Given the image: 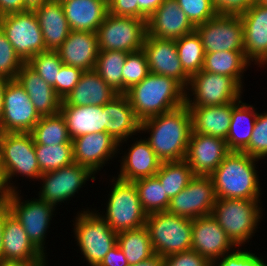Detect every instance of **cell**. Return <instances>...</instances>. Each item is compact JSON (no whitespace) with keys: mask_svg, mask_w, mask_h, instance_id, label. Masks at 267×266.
Returning <instances> with one entry per match:
<instances>
[{"mask_svg":"<svg viewBox=\"0 0 267 266\" xmlns=\"http://www.w3.org/2000/svg\"><path fill=\"white\" fill-rule=\"evenodd\" d=\"M50 0H24V11H34Z\"/></svg>","mask_w":267,"mask_h":266,"instance_id":"cell-59","label":"cell"},{"mask_svg":"<svg viewBox=\"0 0 267 266\" xmlns=\"http://www.w3.org/2000/svg\"><path fill=\"white\" fill-rule=\"evenodd\" d=\"M238 102L216 106L188 107L192 131L226 140L231 124L232 109Z\"/></svg>","mask_w":267,"mask_h":266,"instance_id":"cell-29","label":"cell"},{"mask_svg":"<svg viewBox=\"0 0 267 266\" xmlns=\"http://www.w3.org/2000/svg\"><path fill=\"white\" fill-rule=\"evenodd\" d=\"M99 266H129L124 252L118 244L113 246L105 255Z\"/></svg>","mask_w":267,"mask_h":266,"instance_id":"cell-52","label":"cell"},{"mask_svg":"<svg viewBox=\"0 0 267 266\" xmlns=\"http://www.w3.org/2000/svg\"><path fill=\"white\" fill-rule=\"evenodd\" d=\"M229 152L226 140L191 131L185 161L194 175L209 176Z\"/></svg>","mask_w":267,"mask_h":266,"instance_id":"cell-21","label":"cell"},{"mask_svg":"<svg viewBox=\"0 0 267 266\" xmlns=\"http://www.w3.org/2000/svg\"><path fill=\"white\" fill-rule=\"evenodd\" d=\"M97 176L88 167L73 163L58 170L42 173L38 180L40 183H37L40 184V190L36 195L56 207L62 203L69 204V201H73L72 198H75L76 194L79 195L80 190L87 186V181H96Z\"/></svg>","mask_w":267,"mask_h":266,"instance_id":"cell-11","label":"cell"},{"mask_svg":"<svg viewBox=\"0 0 267 266\" xmlns=\"http://www.w3.org/2000/svg\"><path fill=\"white\" fill-rule=\"evenodd\" d=\"M133 183L147 214L167 211L170 199L156 176L140 178L134 180Z\"/></svg>","mask_w":267,"mask_h":266,"instance_id":"cell-39","label":"cell"},{"mask_svg":"<svg viewBox=\"0 0 267 266\" xmlns=\"http://www.w3.org/2000/svg\"><path fill=\"white\" fill-rule=\"evenodd\" d=\"M72 143L74 163L88 167L94 174L101 173L118 157L119 142L106 132L82 135L72 139Z\"/></svg>","mask_w":267,"mask_h":266,"instance_id":"cell-18","label":"cell"},{"mask_svg":"<svg viewBox=\"0 0 267 266\" xmlns=\"http://www.w3.org/2000/svg\"><path fill=\"white\" fill-rule=\"evenodd\" d=\"M192 223L193 219L167 211L148 214L145 227L154 253L166 257L191 250Z\"/></svg>","mask_w":267,"mask_h":266,"instance_id":"cell-9","label":"cell"},{"mask_svg":"<svg viewBox=\"0 0 267 266\" xmlns=\"http://www.w3.org/2000/svg\"><path fill=\"white\" fill-rule=\"evenodd\" d=\"M41 116L17 80H8L3 93V113L0 131L31 132Z\"/></svg>","mask_w":267,"mask_h":266,"instance_id":"cell-15","label":"cell"},{"mask_svg":"<svg viewBox=\"0 0 267 266\" xmlns=\"http://www.w3.org/2000/svg\"><path fill=\"white\" fill-rule=\"evenodd\" d=\"M133 266H164V257L154 254L149 259L140 261Z\"/></svg>","mask_w":267,"mask_h":266,"instance_id":"cell-56","label":"cell"},{"mask_svg":"<svg viewBox=\"0 0 267 266\" xmlns=\"http://www.w3.org/2000/svg\"><path fill=\"white\" fill-rule=\"evenodd\" d=\"M34 144L35 142L31 132H3V173L7 188L11 192L19 190V184L16 183L18 181L16 180L17 178L22 177V180L25 178V181L28 178L29 181L37 182L42 174L36 158Z\"/></svg>","mask_w":267,"mask_h":266,"instance_id":"cell-7","label":"cell"},{"mask_svg":"<svg viewBox=\"0 0 267 266\" xmlns=\"http://www.w3.org/2000/svg\"><path fill=\"white\" fill-rule=\"evenodd\" d=\"M118 93L114 91L93 69L84 71L80 81L62 100L61 105L70 106H103L110 102Z\"/></svg>","mask_w":267,"mask_h":266,"instance_id":"cell-28","label":"cell"},{"mask_svg":"<svg viewBox=\"0 0 267 266\" xmlns=\"http://www.w3.org/2000/svg\"><path fill=\"white\" fill-rule=\"evenodd\" d=\"M256 3L264 7H267V0H257Z\"/></svg>","mask_w":267,"mask_h":266,"instance_id":"cell-62","label":"cell"},{"mask_svg":"<svg viewBox=\"0 0 267 266\" xmlns=\"http://www.w3.org/2000/svg\"><path fill=\"white\" fill-rule=\"evenodd\" d=\"M244 91L231 77L201 70L189 79L185 104L188 107L223 105L240 101Z\"/></svg>","mask_w":267,"mask_h":266,"instance_id":"cell-10","label":"cell"},{"mask_svg":"<svg viewBox=\"0 0 267 266\" xmlns=\"http://www.w3.org/2000/svg\"><path fill=\"white\" fill-rule=\"evenodd\" d=\"M125 95L140 121L185 104V88L174 78L149 73Z\"/></svg>","mask_w":267,"mask_h":266,"instance_id":"cell-3","label":"cell"},{"mask_svg":"<svg viewBox=\"0 0 267 266\" xmlns=\"http://www.w3.org/2000/svg\"><path fill=\"white\" fill-rule=\"evenodd\" d=\"M109 181L111 184L107 195L108 200L104 204L106 206H102V211L97 209V213L108 222L116 233L144 227L148 214L142 207L134 183L121 180L115 174Z\"/></svg>","mask_w":267,"mask_h":266,"instance_id":"cell-6","label":"cell"},{"mask_svg":"<svg viewBox=\"0 0 267 266\" xmlns=\"http://www.w3.org/2000/svg\"><path fill=\"white\" fill-rule=\"evenodd\" d=\"M191 131V115L186 104L145 119L140 127V134L144 133L143 137L162 162L185 160Z\"/></svg>","mask_w":267,"mask_h":266,"instance_id":"cell-1","label":"cell"},{"mask_svg":"<svg viewBox=\"0 0 267 266\" xmlns=\"http://www.w3.org/2000/svg\"><path fill=\"white\" fill-rule=\"evenodd\" d=\"M34 142L42 145L73 144L69 136L65 118L58 113L51 116H41L31 131Z\"/></svg>","mask_w":267,"mask_h":266,"instance_id":"cell-36","label":"cell"},{"mask_svg":"<svg viewBox=\"0 0 267 266\" xmlns=\"http://www.w3.org/2000/svg\"><path fill=\"white\" fill-rule=\"evenodd\" d=\"M140 137L141 134H138L137 138L134 136L130 138L131 140L128 138L127 140L119 142L118 154L123 155L119 156L120 160H118V162L120 165L118 169L119 172L116 174L117 178L133 182L134 180L140 178L155 176L158 172L162 161L151 149L145 138L143 136L141 138ZM129 142L130 145L127 150L124 148V152L123 147L127 146L124 144Z\"/></svg>","mask_w":267,"mask_h":266,"instance_id":"cell-17","label":"cell"},{"mask_svg":"<svg viewBox=\"0 0 267 266\" xmlns=\"http://www.w3.org/2000/svg\"><path fill=\"white\" fill-rule=\"evenodd\" d=\"M51 1H57V2L61 3L63 1H65V0H51Z\"/></svg>","mask_w":267,"mask_h":266,"instance_id":"cell-63","label":"cell"},{"mask_svg":"<svg viewBox=\"0 0 267 266\" xmlns=\"http://www.w3.org/2000/svg\"><path fill=\"white\" fill-rule=\"evenodd\" d=\"M24 11V0H0V17Z\"/></svg>","mask_w":267,"mask_h":266,"instance_id":"cell-54","label":"cell"},{"mask_svg":"<svg viewBox=\"0 0 267 266\" xmlns=\"http://www.w3.org/2000/svg\"><path fill=\"white\" fill-rule=\"evenodd\" d=\"M194 25L203 24L217 15L212 0H176Z\"/></svg>","mask_w":267,"mask_h":266,"instance_id":"cell-46","label":"cell"},{"mask_svg":"<svg viewBox=\"0 0 267 266\" xmlns=\"http://www.w3.org/2000/svg\"><path fill=\"white\" fill-rule=\"evenodd\" d=\"M85 208L78 210L72 220L73 238L79 253L83 255V262L86 261L88 266H99L109 250L117 244V233L97 213L96 208H92V205Z\"/></svg>","mask_w":267,"mask_h":266,"instance_id":"cell-5","label":"cell"},{"mask_svg":"<svg viewBox=\"0 0 267 266\" xmlns=\"http://www.w3.org/2000/svg\"><path fill=\"white\" fill-rule=\"evenodd\" d=\"M147 35L160 39H178L195 31V26L176 0H164L147 19Z\"/></svg>","mask_w":267,"mask_h":266,"instance_id":"cell-23","label":"cell"},{"mask_svg":"<svg viewBox=\"0 0 267 266\" xmlns=\"http://www.w3.org/2000/svg\"><path fill=\"white\" fill-rule=\"evenodd\" d=\"M2 136H3V132L0 131V173H3V165H2Z\"/></svg>","mask_w":267,"mask_h":266,"instance_id":"cell-61","label":"cell"},{"mask_svg":"<svg viewBox=\"0 0 267 266\" xmlns=\"http://www.w3.org/2000/svg\"><path fill=\"white\" fill-rule=\"evenodd\" d=\"M7 82H8V79L0 77V122L2 119V113H3V93L7 85Z\"/></svg>","mask_w":267,"mask_h":266,"instance_id":"cell-60","label":"cell"},{"mask_svg":"<svg viewBox=\"0 0 267 266\" xmlns=\"http://www.w3.org/2000/svg\"><path fill=\"white\" fill-rule=\"evenodd\" d=\"M9 212L8 205L0 206V262H2V250H3V223L6 214Z\"/></svg>","mask_w":267,"mask_h":266,"instance_id":"cell-57","label":"cell"},{"mask_svg":"<svg viewBox=\"0 0 267 266\" xmlns=\"http://www.w3.org/2000/svg\"><path fill=\"white\" fill-rule=\"evenodd\" d=\"M216 199L211 177L195 175L187 187L170 200L167 212L196 219L211 215Z\"/></svg>","mask_w":267,"mask_h":266,"instance_id":"cell-16","label":"cell"},{"mask_svg":"<svg viewBox=\"0 0 267 266\" xmlns=\"http://www.w3.org/2000/svg\"><path fill=\"white\" fill-rule=\"evenodd\" d=\"M60 113L65 118L71 139L86 134L104 132L103 106L61 105Z\"/></svg>","mask_w":267,"mask_h":266,"instance_id":"cell-32","label":"cell"},{"mask_svg":"<svg viewBox=\"0 0 267 266\" xmlns=\"http://www.w3.org/2000/svg\"><path fill=\"white\" fill-rule=\"evenodd\" d=\"M205 53L244 51L243 23L239 15L217 14L195 26Z\"/></svg>","mask_w":267,"mask_h":266,"instance_id":"cell-14","label":"cell"},{"mask_svg":"<svg viewBox=\"0 0 267 266\" xmlns=\"http://www.w3.org/2000/svg\"><path fill=\"white\" fill-rule=\"evenodd\" d=\"M46 50L56 51L71 32L61 3L48 1L34 10Z\"/></svg>","mask_w":267,"mask_h":266,"instance_id":"cell-31","label":"cell"},{"mask_svg":"<svg viewBox=\"0 0 267 266\" xmlns=\"http://www.w3.org/2000/svg\"><path fill=\"white\" fill-rule=\"evenodd\" d=\"M142 50L150 73L172 77L184 88L188 86L190 77L182 68L175 39H160L146 34Z\"/></svg>","mask_w":267,"mask_h":266,"instance_id":"cell-20","label":"cell"},{"mask_svg":"<svg viewBox=\"0 0 267 266\" xmlns=\"http://www.w3.org/2000/svg\"><path fill=\"white\" fill-rule=\"evenodd\" d=\"M21 192L20 189L10 192L7 203L9 212L21 223L32 244L48 257L46 238L50 232L52 218L57 215L55 211L59 208L39 197L25 200Z\"/></svg>","mask_w":267,"mask_h":266,"instance_id":"cell-8","label":"cell"},{"mask_svg":"<svg viewBox=\"0 0 267 266\" xmlns=\"http://www.w3.org/2000/svg\"><path fill=\"white\" fill-rule=\"evenodd\" d=\"M10 190L7 188L4 179V173H0V206L1 205H8V198L10 195Z\"/></svg>","mask_w":267,"mask_h":266,"instance_id":"cell-55","label":"cell"},{"mask_svg":"<svg viewBox=\"0 0 267 266\" xmlns=\"http://www.w3.org/2000/svg\"><path fill=\"white\" fill-rule=\"evenodd\" d=\"M49 261L0 262L1 266H49Z\"/></svg>","mask_w":267,"mask_h":266,"instance_id":"cell-58","label":"cell"},{"mask_svg":"<svg viewBox=\"0 0 267 266\" xmlns=\"http://www.w3.org/2000/svg\"><path fill=\"white\" fill-rule=\"evenodd\" d=\"M0 28L25 63L36 54L47 51L34 11L4 15L0 17Z\"/></svg>","mask_w":267,"mask_h":266,"instance_id":"cell-13","label":"cell"},{"mask_svg":"<svg viewBox=\"0 0 267 266\" xmlns=\"http://www.w3.org/2000/svg\"><path fill=\"white\" fill-rule=\"evenodd\" d=\"M243 152L259 160L267 155V111L258 112L249 145Z\"/></svg>","mask_w":267,"mask_h":266,"instance_id":"cell-45","label":"cell"},{"mask_svg":"<svg viewBox=\"0 0 267 266\" xmlns=\"http://www.w3.org/2000/svg\"><path fill=\"white\" fill-rule=\"evenodd\" d=\"M48 261L29 240L21 223L8 212L3 223L2 262Z\"/></svg>","mask_w":267,"mask_h":266,"instance_id":"cell-25","label":"cell"},{"mask_svg":"<svg viewBox=\"0 0 267 266\" xmlns=\"http://www.w3.org/2000/svg\"><path fill=\"white\" fill-rule=\"evenodd\" d=\"M16 80L24 88L40 116L60 113L62 99L27 63L21 66Z\"/></svg>","mask_w":267,"mask_h":266,"instance_id":"cell-27","label":"cell"},{"mask_svg":"<svg viewBox=\"0 0 267 266\" xmlns=\"http://www.w3.org/2000/svg\"><path fill=\"white\" fill-rule=\"evenodd\" d=\"M56 51L63 64L83 71L93 70L99 52L97 34L71 30L67 39Z\"/></svg>","mask_w":267,"mask_h":266,"instance_id":"cell-26","label":"cell"},{"mask_svg":"<svg viewBox=\"0 0 267 266\" xmlns=\"http://www.w3.org/2000/svg\"><path fill=\"white\" fill-rule=\"evenodd\" d=\"M149 73L147 59L142 49L128 53L122 72V94L140 83Z\"/></svg>","mask_w":267,"mask_h":266,"instance_id":"cell-42","label":"cell"},{"mask_svg":"<svg viewBox=\"0 0 267 266\" xmlns=\"http://www.w3.org/2000/svg\"><path fill=\"white\" fill-rule=\"evenodd\" d=\"M61 4L74 31L96 33L108 13L107 0H65Z\"/></svg>","mask_w":267,"mask_h":266,"instance_id":"cell-30","label":"cell"},{"mask_svg":"<svg viewBox=\"0 0 267 266\" xmlns=\"http://www.w3.org/2000/svg\"><path fill=\"white\" fill-rule=\"evenodd\" d=\"M258 112L253 104L250 105L242 99L233 107L231 124L226 137L230 151H243L249 145Z\"/></svg>","mask_w":267,"mask_h":266,"instance_id":"cell-33","label":"cell"},{"mask_svg":"<svg viewBox=\"0 0 267 266\" xmlns=\"http://www.w3.org/2000/svg\"><path fill=\"white\" fill-rule=\"evenodd\" d=\"M41 173L58 170L74 163L73 144H34Z\"/></svg>","mask_w":267,"mask_h":266,"instance_id":"cell-41","label":"cell"},{"mask_svg":"<svg viewBox=\"0 0 267 266\" xmlns=\"http://www.w3.org/2000/svg\"><path fill=\"white\" fill-rule=\"evenodd\" d=\"M239 16L243 23L245 58L260 69L267 67V7L255 3Z\"/></svg>","mask_w":267,"mask_h":266,"instance_id":"cell-22","label":"cell"},{"mask_svg":"<svg viewBox=\"0 0 267 266\" xmlns=\"http://www.w3.org/2000/svg\"><path fill=\"white\" fill-rule=\"evenodd\" d=\"M164 266H211V262L191 249L164 257Z\"/></svg>","mask_w":267,"mask_h":266,"instance_id":"cell-49","label":"cell"},{"mask_svg":"<svg viewBox=\"0 0 267 266\" xmlns=\"http://www.w3.org/2000/svg\"><path fill=\"white\" fill-rule=\"evenodd\" d=\"M127 52L99 51L94 70L118 94H122V72Z\"/></svg>","mask_w":267,"mask_h":266,"instance_id":"cell-40","label":"cell"},{"mask_svg":"<svg viewBox=\"0 0 267 266\" xmlns=\"http://www.w3.org/2000/svg\"><path fill=\"white\" fill-rule=\"evenodd\" d=\"M257 158L243 151H230L209 175L217 198L261 200L260 173ZM257 166V167H256ZM258 169V170H257Z\"/></svg>","mask_w":267,"mask_h":266,"instance_id":"cell-2","label":"cell"},{"mask_svg":"<svg viewBox=\"0 0 267 266\" xmlns=\"http://www.w3.org/2000/svg\"><path fill=\"white\" fill-rule=\"evenodd\" d=\"M117 244L124 252L129 266L149 259L154 255L148 229L144 226L134 230H125L117 233Z\"/></svg>","mask_w":267,"mask_h":266,"instance_id":"cell-35","label":"cell"},{"mask_svg":"<svg viewBox=\"0 0 267 266\" xmlns=\"http://www.w3.org/2000/svg\"><path fill=\"white\" fill-rule=\"evenodd\" d=\"M236 248L212 215L193 219L191 249L199 255L213 262Z\"/></svg>","mask_w":267,"mask_h":266,"instance_id":"cell-19","label":"cell"},{"mask_svg":"<svg viewBox=\"0 0 267 266\" xmlns=\"http://www.w3.org/2000/svg\"><path fill=\"white\" fill-rule=\"evenodd\" d=\"M177 53L184 72L192 77L203 68L205 51L196 31L175 39Z\"/></svg>","mask_w":267,"mask_h":266,"instance_id":"cell-38","label":"cell"},{"mask_svg":"<svg viewBox=\"0 0 267 266\" xmlns=\"http://www.w3.org/2000/svg\"><path fill=\"white\" fill-rule=\"evenodd\" d=\"M96 34L99 51L135 52L143 48L146 21L107 13Z\"/></svg>","mask_w":267,"mask_h":266,"instance_id":"cell-12","label":"cell"},{"mask_svg":"<svg viewBox=\"0 0 267 266\" xmlns=\"http://www.w3.org/2000/svg\"><path fill=\"white\" fill-rule=\"evenodd\" d=\"M104 132L117 142L130 139L140 134L141 121L125 94H118L110 102L103 105Z\"/></svg>","mask_w":267,"mask_h":266,"instance_id":"cell-24","label":"cell"},{"mask_svg":"<svg viewBox=\"0 0 267 266\" xmlns=\"http://www.w3.org/2000/svg\"><path fill=\"white\" fill-rule=\"evenodd\" d=\"M108 13L139 19L138 0H107Z\"/></svg>","mask_w":267,"mask_h":266,"instance_id":"cell-51","label":"cell"},{"mask_svg":"<svg viewBox=\"0 0 267 266\" xmlns=\"http://www.w3.org/2000/svg\"><path fill=\"white\" fill-rule=\"evenodd\" d=\"M266 257L267 255L253 253L250 249L237 247L229 254L211 262V266H263L267 262Z\"/></svg>","mask_w":267,"mask_h":266,"instance_id":"cell-47","label":"cell"},{"mask_svg":"<svg viewBox=\"0 0 267 266\" xmlns=\"http://www.w3.org/2000/svg\"><path fill=\"white\" fill-rule=\"evenodd\" d=\"M24 63L0 28V77L16 80L17 73Z\"/></svg>","mask_w":267,"mask_h":266,"instance_id":"cell-44","label":"cell"},{"mask_svg":"<svg viewBox=\"0 0 267 266\" xmlns=\"http://www.w3.org/2000/svg\"><path fill=\"white\" fill-rule=\"evenodd\" d=\"M164 0H138L139 19L145 20L156 11Z\"/></svg>","mask_w":267,"mask_h":266,"instance_id":"cell-53","label":"cell"},{"mask_svg":"<svg viewBox=\"0 0 267 266\" xmlns=\"http://www.w3.org/2000/svg\"><path fill=\"white\" fill-rule=\"evenodd\" d=\"M83 70L63 64L57 76L56 83L52 86L55 93L64 100L80 81Z\"/></svg>","mask_w":267,"mask_h":266,"instance_id":"cell-48","label":"cell"},{"mask_svg":"<svg viewBox=\"0 0 267 266\" xmlns=\"http://www.w3.org/2000/svg\"><path fill=\"white\" fill-rule=\"evenodd\" d=\"M217 14L240 15L250 9L257 0H212Z\"/></svg>","mask_w":267,"mask_h":266,"instance_id":"cell-50","label":"cell"},{"mask_svg":"<svg viewBox=\"0 0 267 266\" xmlns=\"http://www.w3.org/2000/svg\"><path fill=\"white\" fill-rule=\"evenodd\" d=\"M27 64L49 85L53 86L63 65L57 51L47 50L33 56Z\"/></svg>","mask_w":267,"mask_h":266,"instance_id":"cell-43","label":"cell"},{"mask_svg":"<svg viewBox=\"0 0 267 266\" xmlns=\"http://www.w3.org/2000/svg\"><path fill=\"white\" fill-rule=\"evenodd\" d=\"M261 203L262 200L217 198L211 215L237 247H250L263 220L265 210Z\"/></svg>","mask_w":267,"mask_h":266,"instance_id":"cell-4","label":"cell"},{"mask_svg":"<svg viewBox=\"0 0 267 266\" xmlns=\"http://www.w3.org/2000/svg\"><path fill=\"white\" fill-rule=\"evenodd\" d=\"M248 67L252 65L245 58L244 51H220L205 53L202 70L231 77L244 89L243 76Z\"/></svg>","mask_w":267,"mask_h":266,"instance_id":"cell-34","label":"cell"},{"mask_svg":"<svg viewBox=\"0 0 267 266\" xmlns=\"http://www.w3.org/2000/svg\"><path fill=\"white\" fill-rule=\"evenodd\" d=\"M155 176L161 182L165 193L171 200L180 193L195 176L185 160L162 162Z\"/></svg>","mask_w":267,"mask_h":266,"instance_id":"cell-37","label":"cell"}]
</instances>
